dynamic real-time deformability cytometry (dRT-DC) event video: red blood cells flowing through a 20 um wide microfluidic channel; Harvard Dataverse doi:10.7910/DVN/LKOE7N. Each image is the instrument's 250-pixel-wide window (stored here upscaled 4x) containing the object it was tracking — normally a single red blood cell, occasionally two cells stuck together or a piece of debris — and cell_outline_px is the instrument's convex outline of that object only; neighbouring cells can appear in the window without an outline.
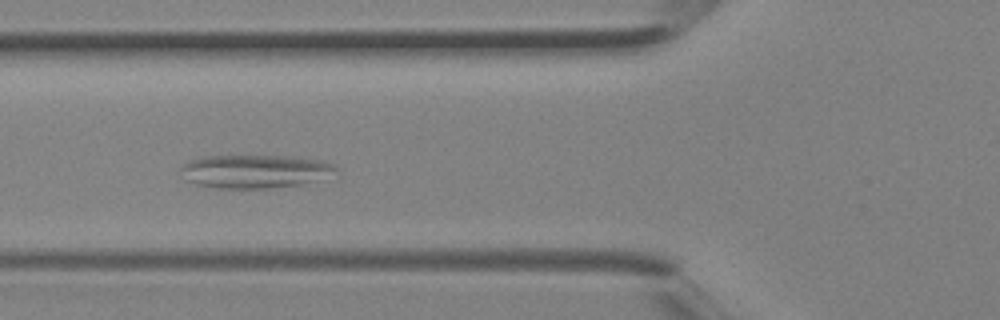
{"species": "Egyptian fruit bat (a non-hibernating species)", "species_latin": "Rousettus aegyptiacus", "temperature_condition": "room temperature", "stored_images_in_passage": 4, "camera_frame_rate_fps": 3000, "um_per_image_px": 0.085, "animal": {"sex": "female"}, "frame": {"image": 1, "passage_image": 4, "time_ms": 1.0, "image_size_px": [1000, 320], "cell_outline_px": [[340, 180], [268, 188], [212, 188], [196, 184], [184, 180], [180, 168], [184, 164], [192, 160], [204, 156], [284, 156], [320, 160], [336, 164], [340, 168]], "centroid_in_image_um": [21.91, 14.59], "position_along_channel_um": 103.9, "area_um2": 31.44}}